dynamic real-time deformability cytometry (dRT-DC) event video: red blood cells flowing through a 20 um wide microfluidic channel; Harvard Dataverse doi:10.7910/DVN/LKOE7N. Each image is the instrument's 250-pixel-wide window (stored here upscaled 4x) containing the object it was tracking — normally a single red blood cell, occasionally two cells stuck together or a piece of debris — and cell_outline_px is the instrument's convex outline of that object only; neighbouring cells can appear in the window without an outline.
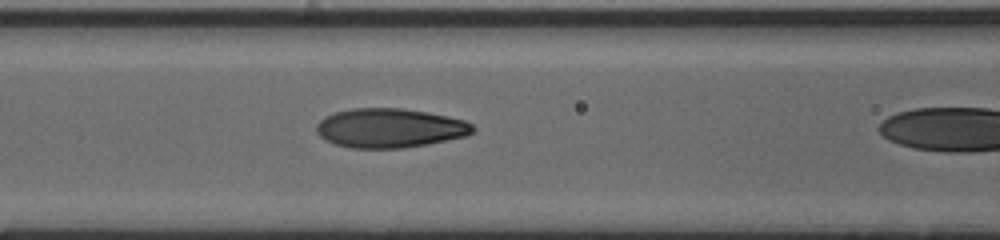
{"species": "human", "species_latin": "Homo sapiens", "temperature_condition": "cold", "stored_images_in_passage": 25, "camera_frame_rate_fps": 3000, "um_per_image_px": 0.085, "donor": {"sex": "male"}, "frame": {"image": 1, "passage_image": 21, "time_ms": 6.667, "image_size_px": [1000, 240], "cell_outline_px": [[476, 128], [468, 136], [428, 144], [404, 148], [352, 148], [336, 144], [324, 140], [316, 132], [316, 124], [324, 116], [336, 112], [352, 108], [400, 108], [428, 112], [448, 116], [464, 120], [472, 124]], "centroid_in_image_um": [33.14, 10.88], "position_along_channel_um": 133.5, "area_um2": 36.01}}
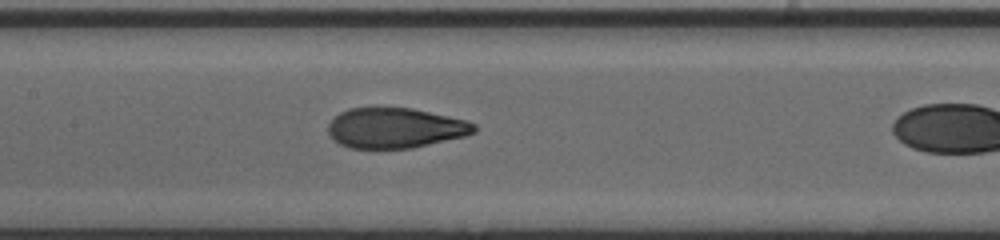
{"frame": {"image": 2, "passage_image": 24, "time_ms": 7.667, "image_size_px": [1000, 240], "cell_outline_px": [[476, 132], [464, 136], [412, 148], [352, 148], [340, 144], [328, 132], [328, 124], [340, 112], [348, 108], [372, 104], [412, 108], [468, 120], [476, 124]], "centroid_in_image_um": [33.58, 10.82], "position_along_channel_um": 173.8, "area_um2": 34.97}}